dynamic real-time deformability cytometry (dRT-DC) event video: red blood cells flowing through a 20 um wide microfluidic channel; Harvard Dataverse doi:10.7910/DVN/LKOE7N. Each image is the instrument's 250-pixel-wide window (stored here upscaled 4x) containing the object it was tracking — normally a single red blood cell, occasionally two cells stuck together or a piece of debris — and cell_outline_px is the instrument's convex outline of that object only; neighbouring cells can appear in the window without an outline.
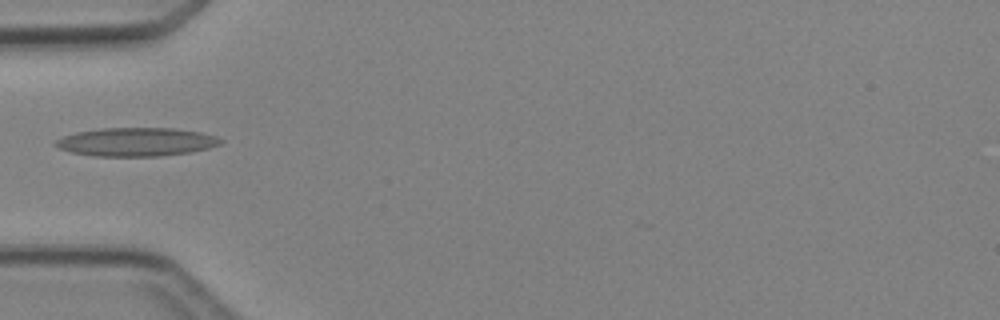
{"species": "Egyptian fruit bat (a non-hibernating species)", "species_latin": "Rousettus aegyptiacus", "temperature_condition": "cold", "stored_images_in_passage": 3, "camera_frame_rate_fps": 3000, "um_per_image_px": 0.085, "animal": {"sex": "female"}, "frame": {"image": 1, "passage_image": 3, "time_ms": 2.333, "image_size_px": [1000, 320], "cell_outline_px": [[224, 140], [220, 144], [208, 148], [188, 152], [160, 156], [92, 156], [72, 152], [60, 148], [52, 144], [56, 140], [64, 136], [76, 132], [100, 128], [176, 128], [200, 132], [216, 136]], "centroid_in_image_um": [11.58, 12.06], "position_along_channel_um": 73.4, "area_um2": 27.4}}